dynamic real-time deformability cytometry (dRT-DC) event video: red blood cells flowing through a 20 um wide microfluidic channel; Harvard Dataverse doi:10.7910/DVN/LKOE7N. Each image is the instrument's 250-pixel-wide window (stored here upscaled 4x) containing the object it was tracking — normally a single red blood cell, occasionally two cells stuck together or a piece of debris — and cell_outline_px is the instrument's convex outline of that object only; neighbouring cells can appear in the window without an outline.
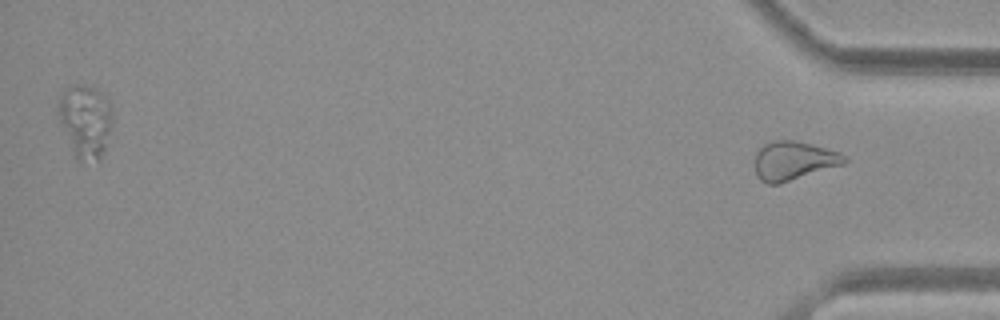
{"species": "common noctule bat (a hibernating species)", "species_latin": "Nyctalus noctula", "temperature_condition": "warm", "stored_images_in_passage": 28, "segment_of_instrument_passage": [2, 2], "camera_frame_rate_fps": 3000, "um_per_image_px": 0.085, "animal": {"sex": "female", "body_mass_g": 19.3, "forearm_length_mm": 54.1}, "frame": {"image": 1, "passage_image": 28, "time_ms": 9.0, "image_size_px": [1000, 320], "cell_outline_px": [[848, 160], [844, 164], [780, 184], [768, 184], [760, 180], [756, 172], [756, 152], [764, 144], [772, 140], [792, 140], [812, 144], [848, 156]], "centroid_in_image_um": [67.46, 13.66], "position_along_channel_um": 367.7, "area_um2": 20.17}}